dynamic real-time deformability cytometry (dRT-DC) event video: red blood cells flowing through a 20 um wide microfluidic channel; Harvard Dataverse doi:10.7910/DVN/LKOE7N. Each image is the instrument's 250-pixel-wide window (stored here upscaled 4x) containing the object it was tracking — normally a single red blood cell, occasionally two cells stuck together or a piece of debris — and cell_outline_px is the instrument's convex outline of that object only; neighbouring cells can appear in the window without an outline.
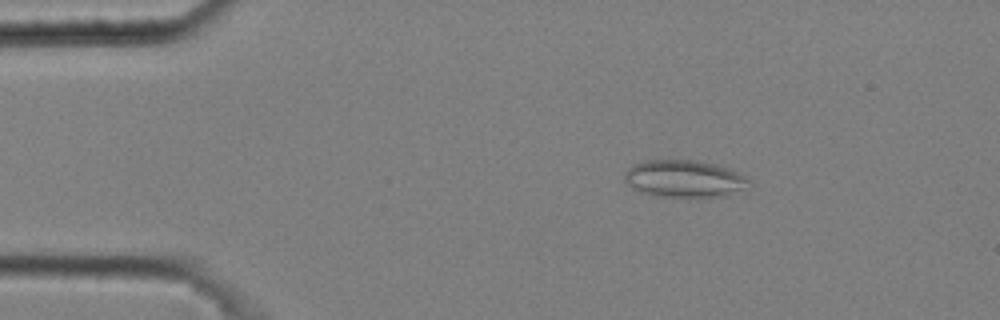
{"species": "common noctule bat (a hibernating species)", "species_latin": "Nyctalus noctula", "temperature_condition": "cold", "stored_images_in_passage": 5, "camera_frame_rate_fps": 3000, "um_per_image_px": 0.085, "animal": {"sex": "male", "body_mass_g": 20.4}, "frame": {"image": 1, "passage_image": 3, "time_ms": 0.667, "image_size_px": [1000, 320], "cell_outline_px": [[752, 184], [724, 196], [688, 200], [652, 196], [640, 192], [632, 188], [624, 180], [624, 172], [632, 164], [644, 160], [696, 160], [728, 168], [752, 180]], "centroid_in_image_um": [58.12, 15.24], "position_along_channel_um": 26.9, "area_um2": 27.92}}